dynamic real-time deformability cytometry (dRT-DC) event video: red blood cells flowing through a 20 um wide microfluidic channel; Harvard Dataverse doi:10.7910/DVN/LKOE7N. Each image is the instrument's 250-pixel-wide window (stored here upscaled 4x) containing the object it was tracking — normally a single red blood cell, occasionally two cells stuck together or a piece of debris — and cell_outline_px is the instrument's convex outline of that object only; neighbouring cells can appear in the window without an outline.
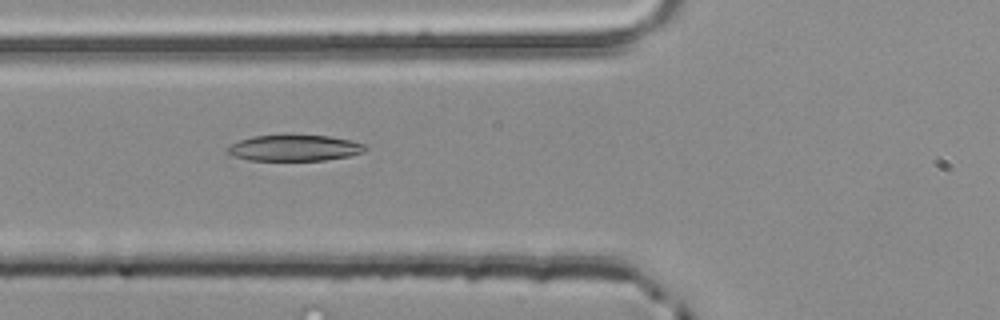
{"species": "common noctule bat (a hibernating species)", "species_latin": "Nyctalus noctula", "temperature_condition": "room temperature", "stored_images_in_passage": 3, "camera_frame_rate_fps": 3000, "um_per_image_px": 0.085, "animal": {"sex": "male", "body_mass_g": 20.4}, "frame": {"image": 1, "passage_image": 3, "time_ms": 0.667, "image_size_px": [1000, 320], "cell_outline_px": [[368, 148], [364, 152], [348, 156], [324, 160], [248, 160], [232, 156], [228, 152], [228, 148], [232, 144], [240, 140], [252, 136], [328, 136], [352, 140], [364, 144]], "centroid_in_image_um": [25.06, 12.59], "position_along_channel_um": 100.7, "area_um2": 20.58}}